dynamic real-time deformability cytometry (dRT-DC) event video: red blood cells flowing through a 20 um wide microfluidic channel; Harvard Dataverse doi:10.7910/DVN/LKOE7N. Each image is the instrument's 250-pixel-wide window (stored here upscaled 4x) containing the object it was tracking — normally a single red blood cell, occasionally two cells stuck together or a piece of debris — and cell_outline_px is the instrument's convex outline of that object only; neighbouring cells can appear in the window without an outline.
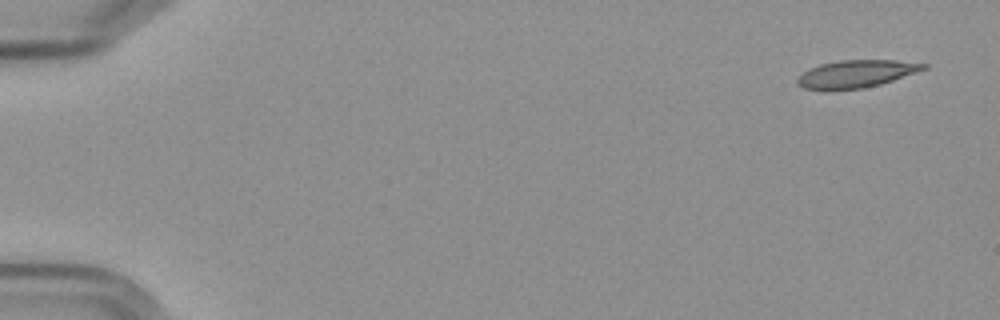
{"species": "Egyptian fruit bat (a non-hibernating species)", "species_latin": "Rousettus aegyptiacus", "temperature_condition": "cold", "stored_images_in_passage": 6, "camera_frame_rate_fps": 3000, "um_per_image_px": 0.085, "frame": {"image": 1, "passage_image": 1, "time_ms": 0.0, "image_size_px": [1000, 320], "cell_outline_px": [[928, 68], [880, 84], [860, 88], [804, 88], [796, 84], [796, 80], [808, 68], [820, 64], [840, 60], [896, 60], [928, 64]], "centroid_in_image_um": [72.8, 6.24], "position_along_channel_um": 12.2, "area_um2": 19.65}}
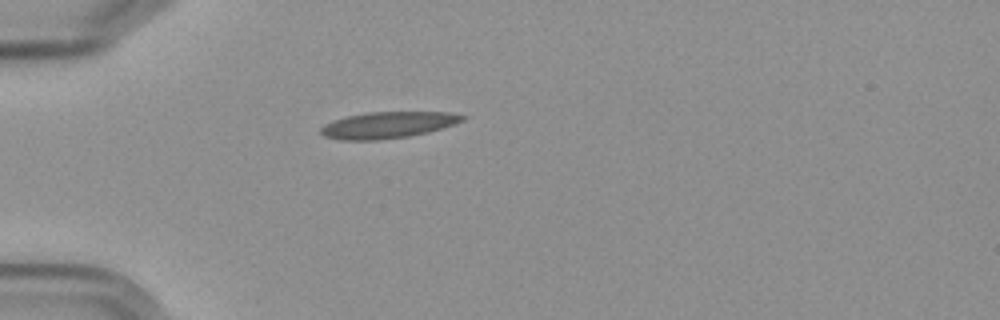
{"frame": {"image": 2, "passage_image": 5, "time_ms": 4.667, "image_size_px": [1000, 320], "cell_outline_px": [[468, 116], [464, 120], [428, 132], [408, 136], [380, 140], [340, 140], [324, 136], [320, 132], [320, 128], [324, 124], [332, 120], [348, 116], [368, 112], [452, 112]], "centroid_in_image_um": [32.95, 10.62], "position_along_channel_um": 52.1, "area_um2": 21.79}}